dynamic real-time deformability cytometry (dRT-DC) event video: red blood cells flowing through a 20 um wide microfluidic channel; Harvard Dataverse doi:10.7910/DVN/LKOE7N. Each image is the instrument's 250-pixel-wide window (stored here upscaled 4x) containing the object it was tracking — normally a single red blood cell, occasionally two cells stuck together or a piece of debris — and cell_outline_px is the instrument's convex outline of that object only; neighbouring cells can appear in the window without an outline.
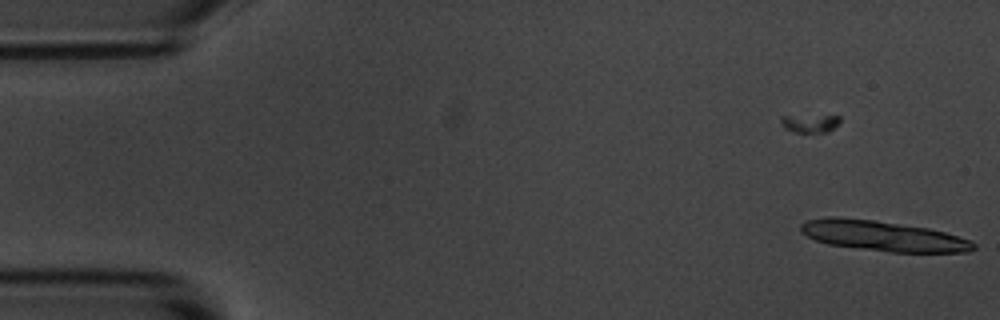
{"species": "common noctule bat (a hibernating species)", "species_latin": "Nyctalus noctula", "temperature_condition": "room temperature", "stored_images_in_passage": 6, "camera_frame_rate_fps": 3000, "um_per_image_px": 0.085, "animal": {"sex": "male", "body_mass_g": 20.1, "forearm_length_mm": 53.5}, "frame": {"image": 1, "passage_image": 6, "time_ms": 1.667, "image_size_px": [1000, 320], "cell_outline_px": [[976, 248], [968, 252], [892, 252], [828, 244], [816, 240], [800, 232], [800, 224], [808, 220], [824, 216], [836, 216], [872, 220], [928, 228], [944, 232], [972, 240], [976, 244]], "centroid_in_image_um": [75.05, 20.05], "position_along_channel_um": 10.0, "area_um2": 30.35}}